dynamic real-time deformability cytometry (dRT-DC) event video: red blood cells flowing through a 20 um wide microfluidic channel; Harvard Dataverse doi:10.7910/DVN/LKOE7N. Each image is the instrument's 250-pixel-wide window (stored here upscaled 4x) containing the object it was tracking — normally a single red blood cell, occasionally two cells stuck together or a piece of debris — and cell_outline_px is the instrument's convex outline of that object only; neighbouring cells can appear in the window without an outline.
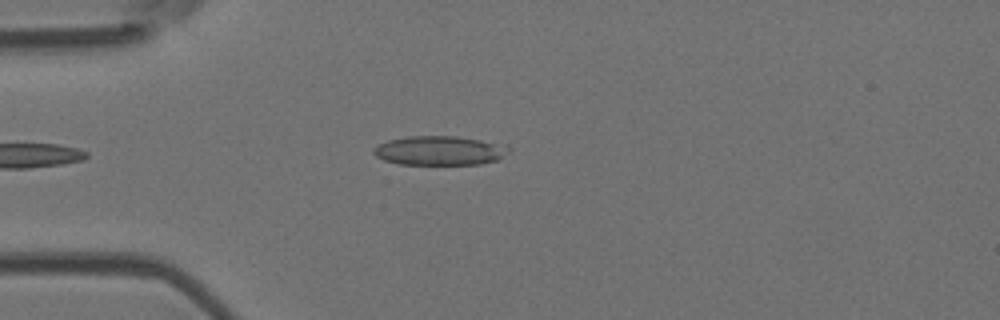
{"species": "Egyptian fruit bat (a non-hibernating species)", "species_latin": "Rousettus aegyptiacus", "temperature_condition": "room temperature", "stored_images_in_passage": 5, "camera_frame_rate_fps": 3000, "um_per_image_px": 0.085, "animal": {"sex": "female"}, "frame": {"image": 1, "passage_image": 3, "time_ms": 3.0, "image_size_px": [1000, 320], "cell_outline_px": [[512, 152], [496, 160], [480, 164], [400, 164], [384, 160], [376, 156], [372, 152], [372, 148], [376, 144], [388, 140], [408, 136], [456, 136], [508, 144], [512, 148]], "centroid_in_image_um": [37.41, 12.79], "position_along_channel_um": 47.6, "area_um2": 23.41}}